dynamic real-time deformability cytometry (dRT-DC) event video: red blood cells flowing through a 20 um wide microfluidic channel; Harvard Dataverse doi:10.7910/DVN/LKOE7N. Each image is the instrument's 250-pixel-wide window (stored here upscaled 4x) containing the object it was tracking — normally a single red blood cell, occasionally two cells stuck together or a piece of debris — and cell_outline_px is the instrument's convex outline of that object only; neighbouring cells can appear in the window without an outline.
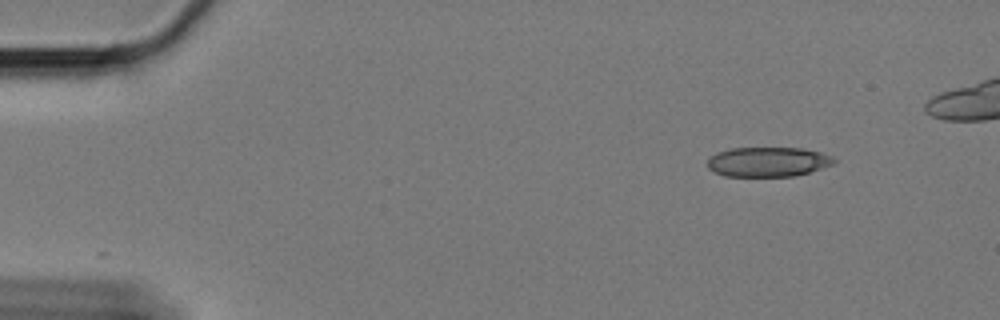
{"species": "Egyptian fruit bat (a non-hibernating species)", "species_latin": "Rousettus aegyptiacus", "temperature_condition": "cold", "stored_images_in_passage": 50, "camera_frame_rate_fps": 3000, "um_per_image_px": 0.085, "animal": {"sex": "female"}, "frame": {"image": 1, "passage_image": 1, "time_ms": 0.0, "image_size_px": [1000, 320], "cell_outline_px": [[836, 164], [796, 176], [724, 176], [708, 168], [708, 160], [716, 152], [732, 148], [800, 148], [820, 152], [832, 156], [836, 160]], "centroid_in_image_um": [65.31, 13.76], "position_along_channel_um": 19.7, "area_um2": 21.91}}
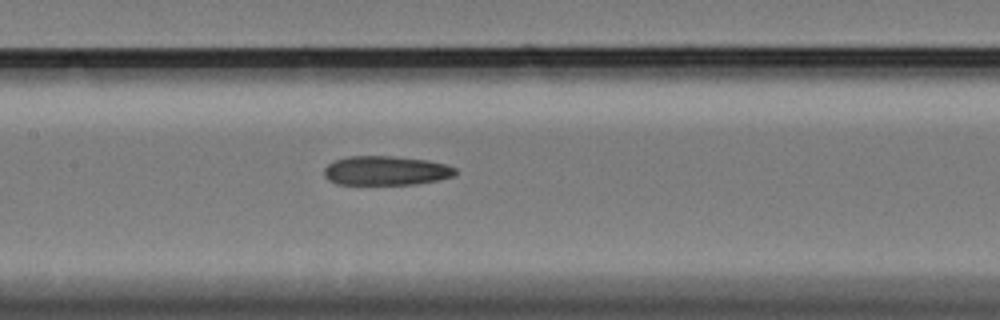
{"frame": {"image": 2, "passage_image": 23, "time_ms": 7.333, "image_size_px": [1000, 320], "cell_outline_px": [[456, 176], [436, 180], [412, 184], [336, 184], [328, 180], [324, 176], [324, 168], [328, 164], [336, 160], [348, 156], [392, 156], [428, 160], [444, 164], [456, 168]], "centroid_in_image_um": [32.79, 14.5], "position_along_channel_um": 174.6, "area_um2": 22.31}}
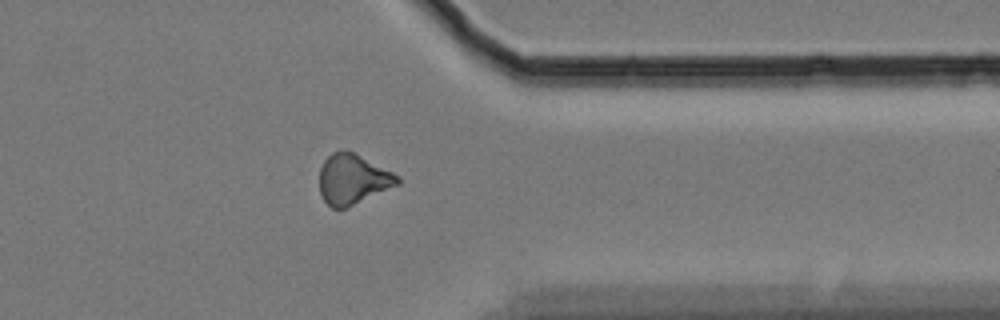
{"frame": {"image": 3, "passage_image": 42, "time_ms": 13.667, "image_size_px": [1000, 320], "cell_outline_px": [[400, 184], [344, 208], [332, 208], [324, 200], [320, 192], [320, 168], [324, 160], [332, 152], [352, 152], [400, 176]], "centroid_in_image_um": [29.98, 15.25], "position_along_channel_um": 381.4, "area_um2": 22.2}}